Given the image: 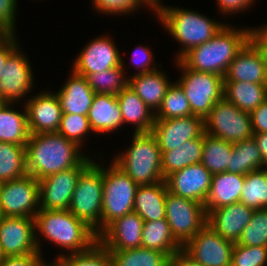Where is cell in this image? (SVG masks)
Here are the masks:
<instances>
[{"instance_id": "7", "label": "cell", "mask_w": 267, "mask_h": 266, "mask_svg": "<svg viewBox=\"0 0 267 266\" xmlns=\"http://www.w3.org/2000/svg\"><path fill=\"white\" fill-rule=\"evenodd\" d=\"M176 63L182 69L183 76L177 83L186 94L192 115L204 119L214 105L224 98V79L214 73L192 70L181 60Z\"/></svg>"}, {"instance_id": "3", "label": "cell", "mask_w": 267, "mask_h": 266, "mask_svg": "<svg viewBox=\"0 0 267 266\" xmlns=\"http://www.w3.org/2000/svg\"><path fill=\"white\" fill-rule=\"evenodd\" d=\"M35 231L70 254L86 252L98 242L95 231L69 210L40 209L35 216Z\"/></svg>"}, {"instance_id": "53", "label": "cell", "mask_w": 267, "mask_h": 266, "mask_svg": "<svg viewBox=\"0 0 267 266\" xmlns=\"http://www.w3.org/2000/svg\"><path fill=\"white\" fill-rule=\"evenodd\" d=\"M251 40L255 44H267V26L251 29Z\"/></svg>"}, {"instance_id": "36", "label": "cell", "mask_w": 267, "mask_h": 266, "mask_svg": "<svg viewBox=\"0 0 267 266\" xmlns=\"http://www.w3.org/2000/svg\"><path fill=\"white\" fill-rule=\"evenodd\" d=\"M114 266H170V257L148 248H132L127 250L109 251Z\"/></svg>"}, {"instance_id": "31", "label": "cell", "mask_w": 267, "mask_h": 266, "mask_svg": "<svg viewBox=\"0 0 267 266\" xmlns=\"http://www.w3.org/2000/svg\"><path fill=\"white\" fill-rule=\"evenodd\" d=\"M224 98L240 110L250 113L267 98V84L224 82Z\"/></svg>"}, {"instance_id": "22", "label": "cell", "mask_w": 267, "mask_h": 266, "mask_svg": "<svg viewBox=\"0 0 267 266\" xmlns=\"http://www.w3.org/2000/svg\"><path fill=\"white\" fill-rule=\"evenodd\" d=\"M253 213L254 209L239 201L207 213V224L223 238L237 243Z\"/></svg>"}, {"instance_id": "33", "label": "cell", "mask_w": 267, "mask_h": 266, "mask_svg": "<svg viewBox=\"0 0 267 266\" xmlns=\"http://www.w3.org/2000/svg\"><path fill=\"white\" fill-rule=\"evenodd\" d=\"M202 165L213 175L228 172L233 143L203 133Z\"/></svg>"}, {"instance_id": "6", "label": "cell", "mask_w": 267, "mask_h": 266, "mask_svg": "<svg viewBox=\"0 0 267 266\" xmlns=\"http://www.w3.org/2000/svg\"><path fill=\"white\" fill-rule=\"evenodd\" d=\"M103 166L92 161L80 174L68 210L97 235L102 232Z\"/></svg>"}, {"instance_id": "32", "label": "cell", "mask_w": 267, "mask_h": 266, "mask_svg": "<svg viewBox=\"0 0 267 266\" xmlns=\"http://www.w3.org/2000/svg\"><path fill=\"white\" fill-rule=\"evenodd\" d=\"M141 247L167 254L170 258L182 249V245L173 237L166 219L144 222Z\"/></svg>"}, {"instance_id": "41", "label": "cell", "mask_w": 267, "mask_h": 266, "mask_svg": "<svg viewBox=\"0 0 267 266\" xmlns=\"http://www.w3.org/2000/svg\"><path fill=\"white\" fill-rule=\"evenodd\" d=\"M236 244L267 247V208L254 210Z\"/></svg>"}, {"instance_id": "56", "label": "cell", "mask_w": 267, "mask_h": 266, "mask_svg": "<svg viewBox=\"0 0 267 266\" xmlns=\"http://www.w3.org/2000/svg\"><path fill=\"white\" fill-rule=\"evenodd\" d=\"M155 8L161 3L160 0H148Z\"/></svg>"}, {"instance_id": "52", "label": "cell", "mask_w": 267, "mask_h": 266, "mask_svg": "<svg viewBox=\"0 0 267 266\" xmlns=\"http://www.w3.org/2000/svg\"><path fill=\"white\" fill-rule=\"evenodd\" d=\"M257 144L260 154L264 161V166L267 167V133H253L252 136Z\"/></svg>"}, {"instance_id": "1", "label": "cell", "mask_w": 267, "mask_h": 266, "mask_svg": "<svg viewBox=\"0 0 267 266\" xmlns=\"http://www.w3.org/2000/svg\"><path fill=\"white\" fill-rule=\"evenodd\" d=\"M25 149L27 173L37 180L78 166L87 157L58 132L30 134Z\"/></svg>"}, {"instance_id": "55", "label": "cell", "mask_w": 267, "mask_h": 266, "mask_svg": "<svg viewBox=\"0 0 267 266\" xmlns=\"http://www.w3.org/2000/svg\"><path fill=\"white\" fill-rule=\"evenodd\" d=\"M8 35L2 28H0V42Z\"/></svg>"}, {"instance_id": "8", "label": "cell", "mask_w": 267, "mask_h": 266, "mask_svg": "<svg viewBox=\"0 0 267 266\" xmlns=\"http://www.w3.org/2000/svg\"><path fill=\"white\" fill-rule=\"evenodd\" d=\"M103 168L102 231L115 219L133 212L138 185L113 161Z\"/></svg>"}, {"instance_id": "34", "label": "cell", "mask_w": 267, "mask_h": 266, "mask_svg": "<svg viewBox=\"0 0 267 266\" xmlns=\"http://www.w3.org/2000/svg\"><path fill=\"white\" fill-rule=\"evenodd\" d=\"M263 166V158L253 137L233 143L228 172L247 175L264 168Z\"/></svg>"}, {"instance_id": "59", "label": "cell", "mask_w": 267, "mask_h": 266, "mask_svg": "<svg viewBox=\"0 0 267 266\" xmlns=\"http://www.w3.org/2000/svg\"><path fill=\"white\" fill-rule=\"evenodd\" d=\"M4 104V101L2 100V98L0 97V106Z\"/></svg>"}, {"instance_id": "26", "label": "cell", "mask_w": 267, "mask_h": 266, "mask_svg": "<svg viewBox=\"0 0 267 266\" xmlns=\"http://www.w3.org/2000/svg\"><path fill=\"white\" fill-rule=\"evenodd\" d=\"M171 84L167 75L157 69L144 74L136 73L128 78V85L153 113L160 108Z\"/></svg>"}, {"instance_id": "28", "label": "cell", "mask_w": 267, "mask_h": 266, "mask_svg": "<svg viewBox=\"0 0 267 266\" xmlns=\"http://www.w3.org/2000/svg\"><path fill=\"white\" fill-rule=\"evenodd\" d=\"M123 118V125H135V133H149L152 131L155 113L139 98L127 85L116 95Z\"/></svg>"}, {"instance_id": "57", "label": "cell", "mask_w": 267, "mask_h": 266, "mask_svg": "<svg viewBox=\"0 0 267 266\" xmlns=\"http://www.w3.org/2000/svg\"><path fill=\"white\" fill-rule=\"evenodd\" d=\"M5 256L2 252L1 246H0V264L2 263V261L4 260Z\"/></svg>"}, {"instance_id": "50", "label": "cell", "mask_w": 267, "mask_h": 266, "mask_svg": "<svg viewBox=\"0 0 267 266\" xmlns=\"http://www.w3.org/2000/svg\"><path fill=\"white\" fill-rule=\"evenodd\" d=\"M16 40V34H8L0 42V74L8 56L19 46Z\"/></svg>"}, {"instance_id": "20", "label": "cell", "mask_w": 267, "mask_h": 266, "mask_svg": "<svg viewBox=\"0 0 267 266\" xmlns=\"http://www.w3.org/2000/svg\"><path fill=\"white\" fill-rule=\"evenodd\" d=\"M144 220L135 212L111 222L99 235L98 242L108 251L141 247Z\"/></svg>"}, {"instance_id": "30", "label": "cell", "mask_w": 267, "mask_h": 266, "mask_svg": "<svg viewBox=\"0 0 267 266\" xmlns=\"http://www.w3.org/2000/svg\"><path fill=\"white\" fill-rule=\"evenodd\" d=\"M203 134L184 142L176 149L162 152V175L164 179L187 166L201 163L203 149Z\"/></svg>"}, {"instance_id": "47", "label": "cell", "mask_w": 267, "mask_h": 266, "mask_svg": "<svg viewBox=\"0 0 267 266\" xmlns=\"http://www.w3.org/2000/svg\"><path fill=\"white\" fill-rule=\"evenodd\" d=\"M41 253H32L24 256L5 257L0 266H45Z\"/></svg>"}, {"instance_id": "18", "label": "cell", "mask_w": 267, "mask_h": 266, "mask_svg": "<svg viewBox=\"0 0 267 266\" xmlns=\"http://www.w3.org/2000/svg\"><path fill=\"white\" fill-rule=\"evenodd\" d=\"M116 47L112 39L105 35L90 41L75 60L72 70L85 77L121 66L122 57Z\"/></svg>"}, {"instance_id": "4", "label": "cell", "mask_w": 267, "mask_h": 266, "mask_svg": "<svg viewBox=\"0 0 267 266\" xmlns=\"http://www.w3.org/2000/svg\"><path fill=\"white\" fill-rule=\"evenodd\" d=\"M157 18L165 30L182 44L176 61L180 60L191 49L209 41L225 25L194 12L192 10L166 6L161 3L155 8Z\"/></svg>"}, {"instance_id": "10", "label": "cell", "mask_w": 267, "mask_h": 266, "mask_svg": "<svg viewBox=\"0 0 267 266\" xmlns=\"http://www.w3.org/2000/svg\"><path fill=\"white\" fill-rule=\"evenodd\" d=\"M165 219L173 237L184 246L207 224V213L202 203L167 191Z\"/></svg>"}, {"instance_id": "39", "label": "cell", "mask_w": 267, "mask_h": 266, "mask_svg": "<svg viewBox=\"0 0 267 266\" xmlns=\"http://www.w3.org/2000/svg\"><path fill=\"white\" fill-rule=\"evenodd\" d=\"M192 115L188 99L181 86L173 82L168 88L155 119H172Z\"/></svg>"}, {"instance_id": "42", "label": "cell", "mask_w": 267, "mask_h": 266, "mask_svg": "<svg viewBox=\"0 0 267 266\" xmlns=\"http://www.w3.org/2000/svg\"><path fill=\"white\" fill-rule=\"evenodd\" d=\"M92 132L88 116L80 114H62L58 133L81 147L86 134Z\"/></svg>"}, {"instance_id": "9", "label": "cell", "mask_w": 267, "mask_h": 266, "mask_svg": "<svg viewBox=\"0 0 267 266\" xmlns=\"http://www.w3.org/2000/svg\"><path fill=\"white\" fill-rule=\"evenodd\" d=\"M204 132L231 143L249 139L253 136L250 113L223 98L204 118Z\"/></svg>"}, {"instance_id": "12", "label": "cell", "mask_w": 267, "mask_h": 266, "mask_svg": "<svg viewBox=\"0 0 267 266\" xmlns=\"http://www.w3.org/2000/svg\"><path fill=\"white\" fill-rule=\"evenodd\" d=\"M35 218L0 216V246L5 257L42 253Z\"/></svg>"}, {"instance_id": "23", "label": "cell", "mask_w": 267, "mask_h": 266, "mask_svg": "<svg viewBox=\"0 0 267 266\" xmlns=\"http://www.w3.org/2000/svg\"><path fill=\"white\" fill-rule=\"evenodd\" d=\"M63 114L88 115L91 108L94 91L89 86L86 78L72 70L71 77L56 93Z\"/></svg>"}, {"instance_id": "27", "label": "cell", "mask_w": 267, "mask_h": 266, "mask_svg": "<svg viewBox=\"0 0 267 266\" xmlns=\"http://www.w3.org/2000/svg\"><path fill=\"white\" fill-rule=\"evenodd\" d=\"M167 191L165 180L151 185L138 186L133 212L138 214L144 222L165 219Z\"/></svg>"}, {"instance_id": "25", "label": "cell", "mask_w": 267, "mask_h": 266, "mask_svg": "<svg viewBox=\"0 0 267 266\" xmlns=\"http://www.w3.org/2000/svg\"><path fill=\"white\" fill-rule=\"evenodd\" d=\"M87 116L90 128L96 134H107L123 125L122 113L115 95L95 94Z\"/></svg>"}, {"instance_id": "35", "label": "cell", "mask_w": 267, "mask_h": 266, "mask_svg": "<svg viewBox=\"0 0 267 266\" xmlns=\"http://www.w3.org/2000/svg\"><path fill=\"white\" fill-rule=\"evenodd\" d=\"M26 174L25 146L0 142V183L18 179Z\"/></svg>"}, {"instance_id": "19", "label": "cell", "mask_w": 267, "mask_h": 266, "mask_svg": "<svg viewBox=\"0 0 267 266\" xmlns=\"http://www.w3.org/2000/svg\"><path fill=\"white\" fill-rule=\"evenodd\" d=\"M30 134L57 132L62 117V108L56 93L42 92L24 104Z\"/></svg>"}, {"instance_id": "49", "label": "cell", "mask_w": 267, "mask_h": 266, "mask_svg": "<svg viewBox=\"0 0 267 266\" xmlns=\"http://www.w3.org/2000/svg\"><path fill=\"white\" fill-rule=\"evenodd\" d=\"M217 6L219 7L222 14L226 15L231 13H239L241 11L246 10L249 8L250 5H252L254 0H216Z\"/></svg>"}, {"instance_id": "37", "label": "cell", "mask_w": 267, "mask_h": 266, "mask_svg": "<svg viewBox=\"0 0 267 266\" xmlns=\"http://www.w3.org/2000/svg\"><path fill=\"white\" fill-rule=\"evenodd\" d=\"M240 202L254 210L267 208V167L245 175Z\"/></svg>"}, {"instance_id": "54", "label": "cell", "mask_w": 267, "mask_h": 266, "mask_svg": "<svg viewBox=\"0 0 267 266\" xmlns=\"http://www.w3.org/2000/svg\"><path fill=\"white\" fill-rule=\"evenodd\" d=\"M258 46V48L261 50L264 60H265V64H266V68H267V44H256Z\"/></svg>"}, {"instance_id": "29", "label": "cell", "mask_w": 267, "mask_h": 266, "mask_svg": "<svg viewBox=\"0 0 267 266\" xmlns=\"http://www.w3.org/2000/svg\"><path fill=\"white\" fill-rule=\"evenodd\" d=\"M13 103L4 102L0 106V142H10L25 146L30 133L28 129L27 113L13 109Z\"/></svg>"}, {"instance_id": "58", "label": "cell", "mask_w": 267, "mask_h": 266, "mask_svg": "<svg viewBox=\"0 0 267 266\" xmlns=\"http://www.w3.org/2000/svg\"><path fill=\"white\" fill-rule=\"evenodd\" d=\"M51 264H52V265H51ZM45 266H56V265H55V263H54V261H53V263H50V264L48 263V264H46Z\"/></svg>"}, {"instance_id": "46", "label": "cell", "mask_w": 267, "mask_h": 266, "mask_svg": "<svg viewBox=\"0 0 267 266\" xmlns=\"http://www.w3.org/2000/svg\"><path fill=\"white\" fill-rule=\"evenodd\" d=\"M152 58L153 54L151 53L150 48L146 46H138L137 49L134 50L131 60L133 61L134 66L139 69L141 68L137 74H144L157 69L156 67H153V65L157 67L158 65L152 63V61H154Z\"/></svg>"}, {"instance_id": "21", "label": "cell", "mask_w": 267, "mask_h": 266, "mask_svg": "<svg viewBox=\"0 0 267 266\" xmlns=\"http://www.w3.org/2000/svg\"><path fill=\"white\" fill-rule=\"evenodd\" d=\"M224 82L267 84V68L261 50L250 39L230 63Z\"/></svg>"}, {"instance_id": "11", "label": "cell", "mask_w": 267, "mask_h": 266, "mask_svg": "<svg viewBox=\"0 0 267 266\" xmlns=\"http://www.w3.org/2000/svg\"><path fill=\"white\" fill-rule=\"evenodd\" d=\"M39 211V184L33 176L26 174L0 184V216L35 218Z\"/></svg>"}, {"instance_id": "5", "label": "cell", "mask_w": 267, "mask_h": 266, "mask_svg": "<svg viewBox=\"0 0 267 266\" xmlns=\"http://www.w3.org/2000/svg\"><path fill=\"white\" fill-rule=\"evenodd\" d=\"M138 186L164 181L162 152L156 137L151 133H135L128 150L112 160Z\"/></svg>"}, {"instance_id": "13", "label": "cell", "mask_w": 267, "mask_h": 266, "mask_svg": "<svg viewBox=\"0 0 267 266\" xmlns=\"http://www.w3.org/2000/svg\"><path fill=\"white\" fill-rule=\"evenodd\" d=\"M91 162L87 156L78 166L38 180L40 209L68 210L78 178Z\"/></svg>"}, {"instance_id": "15", "label": "cell", "mask_w": 267, "mask_h": 266, "mask_svg": "<svg viewBox=\"0 0 267 266\" xmlns=\"http://www.w3.org/2000/svg\"><path fill=\"white\" fill-rule=\"evenodd\" d=\"M17 47L7 58L0 74V97L4 102L14 103L31 91L34 76L29 60Z\"/></svg>"}, {"instance_id": "16", "label": "cell", "mask_w": 267, "mask_h": 266, "mask_svg": "<svg viewBox=\"0 0 267 266\" xmlns=\"http://www.w3.org/2000/svg\"><path fill=\"white\" fill-rule=\"evenodd\" d=\"M151 133L156 137L161 151L177 149L184 142L204 133V119L195 115L155 119Z\"/></svg>"}, {"instance_id": "40", "label": "cell", "mask_w": 267, "mask_h": 266, "mask_svg": "<svg viewBox=\"0 0 267 266\" xmlns=\"http://www.w3.org/2000/svg\"><path fill=\"white\" fill-rule=\"evenodd\" d=\"M56 266H114L110 252L97 242L83 253L60 254L54 262Z\"/></svg>"}, {"instance_id": "44", "label": "cell", "mask_w": 267, "mask_h": 266, "mask_svg": "<svg viewBox=\"0 0 267 266\" xmlns=\"http://www.w3.org/2000/svg\"><path fill=\"white\" fill-rule=\"evenodd\" d=\"M93 7L103 14H123L133 13L140 6L151 7L152 11L155 12V7L148 0H92Z\"/></svg>"}, {"instance_id": "2", "label": "cell", "mask_w": 267, "mask_h": 266, "mask_svg": "<svg viewBox=\"0 0 267 266\" xmlns=\"http://www.w3.org/2000/svg\"><path fill=\"white\" fill-rule=\"evenodd\" d=\"M251 39V29L225 25L209 41L187 52L180 60L190 69L225 76L230 63Z\"/></svg>"}, {"instance_id": "43", "label": "cell", "mask_w": 267, "mask_h": 266, "mask_svg": "<svg viewBox=\"0 0 267 266\" xmlns=\"http://www.w3.org/2000/svg\"><path fill=\"white\" fill-rule=\"evenodd\" d=\"M266 263L267 247L234 244L231 266H265Z\"/></svg>"}, {"instance_id": "38", "label": "cell", "mask_w": 267, "mask_h": 266, "mask_svg": "<svg viewBox=\"0 0 267 266\" xmlns=\"http://www.w3.org/2000/svg\"><path fill=\"white\" fill-rule=\"evenodd\" d=\"M124 66V61L122 60L121 66L103 70L102 72L90 73L85 78L95 94L116 96L128 85L129 77H124V73H126L124 72Z\"/></svg>"}, {"instance_id": "48", "label": "cell", "mask_w": 267, "mask_h": 266, "mask_svg": "<svg viewBox=\"0 0 267 266\" xmlns=\"http://www.w3.org/2000/svg\"><path fill=\"white\" fill-rule=\"evenodd\" d=\"M253 133H267V98L250 112Z\"/></svg>"}, {"instance_id": "45", "label": "cell", "mask_w": 267, "mask_h": 266, "mask_svg": "<svg viewBox=\"0 0 267 266\" xmlns=\"http://www.w3.org/2000/svg\"><path fill=\"white\" fill-rule=\"evenodd\" d=\"M17 1L0 0V28L8 34H15Z\"/></svg>"}, {"instance_id": "14", "label": "cell", "mask_w": 267, "mask_h": 266, "mask_svg": "<svg viewBox=\"0 0 267 266\" xmlns=\"http://www.w3.org/2000/svg\"><path fill=\"white\" fill-rule=\"evenodd\" d=\"M234 244L206 224L182 249L203 266H231Z\"/></svg>"}, {"instance_id": "24", "label": "cell", "mask_w": 267, "mask_h": 266, "mask_svg": "<svg viewBox=\"0 0 267 266\" xmlns=\"http://www.w3.org/2000/svg\"><path fill=\"white\" fill-rule=\"evenodd\" d=\"M245 175L223 172L212 175L211 187L205 201L206 213L239 202Z\"/></svg>"}, {"instance_id": "51", "label": "cell", "mask_w": 267, "mask_h": 266, "mask_svg": "<svg viewBox=\"0 0 267 266\" xmlns=\"http://www.w3.org/2000/svg\"><path fill=\"white\" fill-rule=\"evenodd\" d=\"M170 266H203L190 257L183 249L170 258Z\"/></svg>"}, {"instance_id": "17", "label": "cell", "mask_w": 267, "mask_h": 266, "mask_svg": "<svg viewBox=\"0 0 267 266\" xmlns=\"http://www.w3.org/2000/svg\"><path fill=\"white\" fill-rule=\"evenodd\" d=\"M212 174L202 163L187 166L165 178L170 193L205 204L211 187Z\"/></svg>"}]
</instances>
